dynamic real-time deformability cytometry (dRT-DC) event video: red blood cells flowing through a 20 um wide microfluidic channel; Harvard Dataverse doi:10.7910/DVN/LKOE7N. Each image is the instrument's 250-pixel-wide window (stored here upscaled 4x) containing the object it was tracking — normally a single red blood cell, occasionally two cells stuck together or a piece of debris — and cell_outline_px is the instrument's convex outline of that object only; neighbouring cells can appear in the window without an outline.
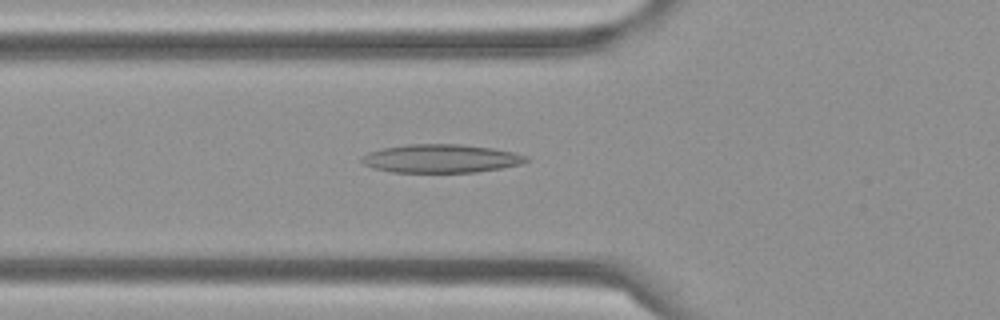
{"species": "Egyptian fruit bat (a non-hibernating species)", "species_latin": "Rousettus aegyptiacus", "temperature_condition": "cold", "stored_images_in_passage": 49, "camera_frame_rate_fps": 3000, "um_per_image_px": 0.085, "frame": {"image": 1, "passage_image": 12, "time_ms": 3.667, "image_size_px": [1000, 320], "cell_outline_px": [[532, 160], [520, 164], [500, 168], [476, 172], [392, 172], [372, 168], [364, 164], [360, 160], [360, 156], [368, 152], [380, 148], [408, 144], [460, 144], [492, 148], [512, 152], [528, 156]], "centroid_in_image_um": [37.45, 13.47], "position_along_channel_um": 88.4, "area_um2": 27.4}}
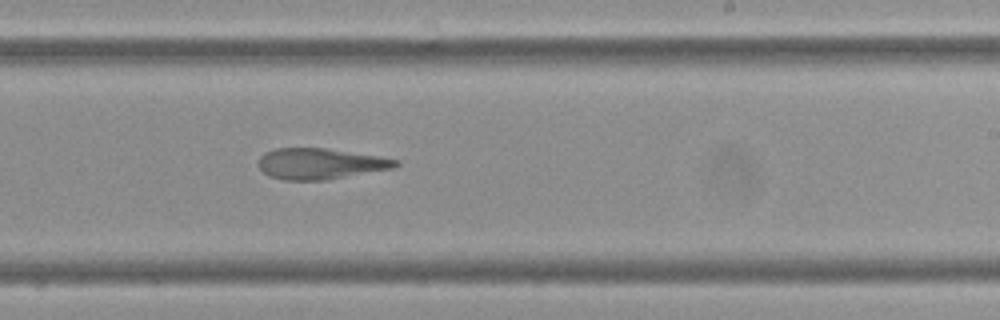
{"frame": {"image": 2, "passage_image": 27, "time_ms": 8.667, "image_size_px": [1000, 320], "cell_outline_px": [[400, 164], [396, 168], [324, 180], [284, 180], [268, 176], [256, 164], [260, 156], [264, 152], [276, 148], [324, 148], [380, 156], [400, 160]], "centroid_in_image_um": [27.22, 13.91], "position_along_channel_um": 261.8, "area_um2": 24.91}}
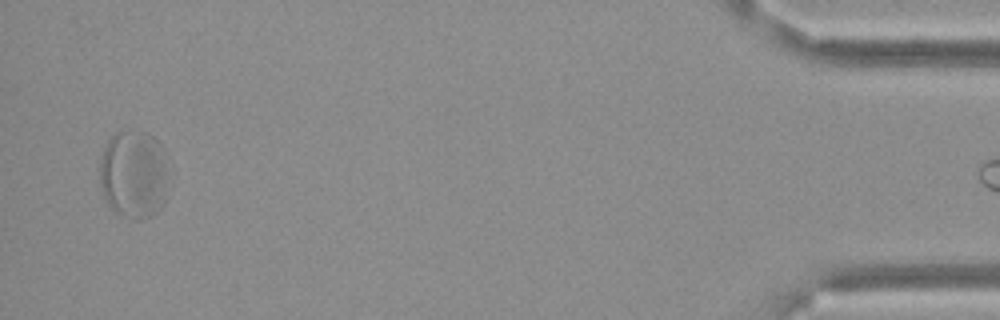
{"frame": {"image": 3, "passage_image": 48, "time_ms": 15.667, "image_size_px": [1000, 320], "cell_outline_px": [[168, 196], [164, 204], [152, 216], [140, 220], [136, 220], [124, 216], [116, 212], [108, 204], [100, 188], [100, 160], [104, 148], [108, 140], [116, 132], [148, 132], [164, 148], [168, 156]], "centroid_in_image_um": [11.43, 14.84], "position_along_channel_um": 423.8, "area_um2": 36.3}}